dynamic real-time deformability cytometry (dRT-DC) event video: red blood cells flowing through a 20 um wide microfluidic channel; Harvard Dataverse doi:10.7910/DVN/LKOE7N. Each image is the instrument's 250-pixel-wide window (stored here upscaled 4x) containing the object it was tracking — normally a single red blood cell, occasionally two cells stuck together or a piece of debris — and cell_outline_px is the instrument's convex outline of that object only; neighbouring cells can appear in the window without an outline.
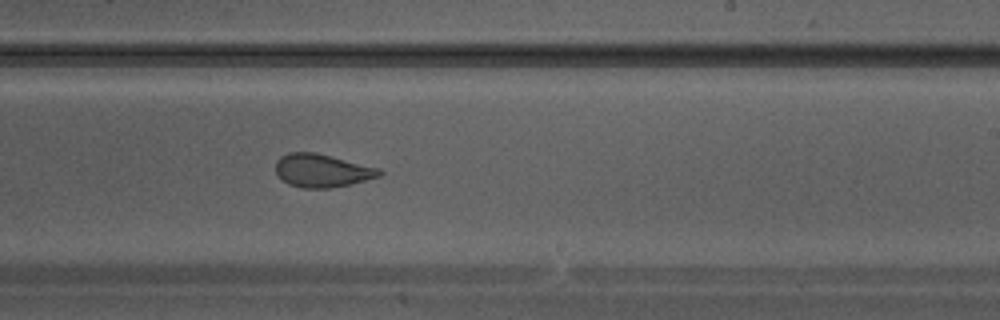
{"species": "Egyptian fruit bat (a non-hibernating species)", "species_latin": "Rousettus aegyptiacus", "temperature_condition": "warm", "stored_images_in_passage": 29, "camera_frame_rate_fps": 3000, "um_per_image_px": 0.085, "animal": {"sex": "male"}, "frame": {"image": 1, "passage_image": 17, "time_ms": 5.333, "image_size_px": [1000, 320], "cell_outline_px": [[384, 176], [352, 184], [332, 188], [304, 188], [288, 184], [276, 172], [276, 160], [280, 156], [288, 152], [316, 152], [380, 168], [384, 172]], "centroid_in_image_um": [27.44, 14.5], "position_along_channel_um": 261.6, "area_um2": 20.35}}